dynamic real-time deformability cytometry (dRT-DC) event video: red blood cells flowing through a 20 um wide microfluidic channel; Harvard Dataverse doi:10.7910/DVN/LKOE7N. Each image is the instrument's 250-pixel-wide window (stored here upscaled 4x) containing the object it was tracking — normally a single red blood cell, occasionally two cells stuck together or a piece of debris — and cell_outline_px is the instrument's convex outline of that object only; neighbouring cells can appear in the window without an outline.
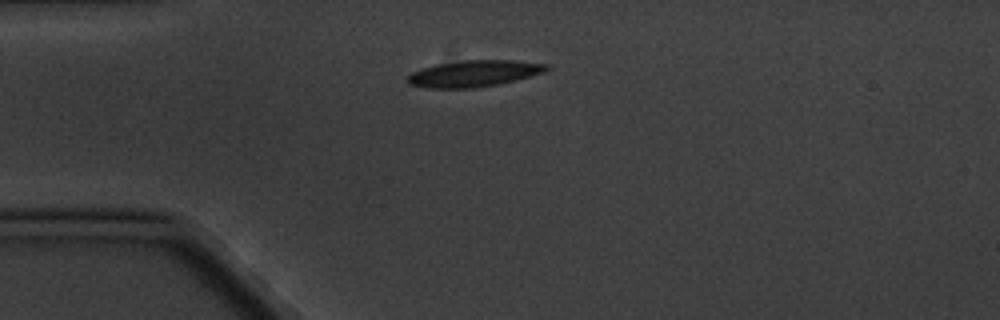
{"species": "common noctule bat (a hibernating species)", "species_latin": "Nyctalus noctula", "temperature_condition": "cold", "stored_images_in_passage": 4, "camera_frame_rate_fps": 3000, "um_per_image_px": 0.085, "animal": {"sex": "male", "body_mass_g": 20.1, "forearm_length_mm": 53.5}, "frame": {"image": 1, "passage_image": 1, "time_ms": 0.0, "image_size_px": [1000, 320], "cell_outline_px": [[552, 68], [544, 72], [516, 80], [476, 88], [428, 88], [408, 84], [408, 76], [412, 72], [436, 64], [464, 60], [512, 60], [548, 64]], "centroid_in_image_um": [40.31, 6.25], "position_along_channel_um": 44.7, "area_um2": 21.33}}